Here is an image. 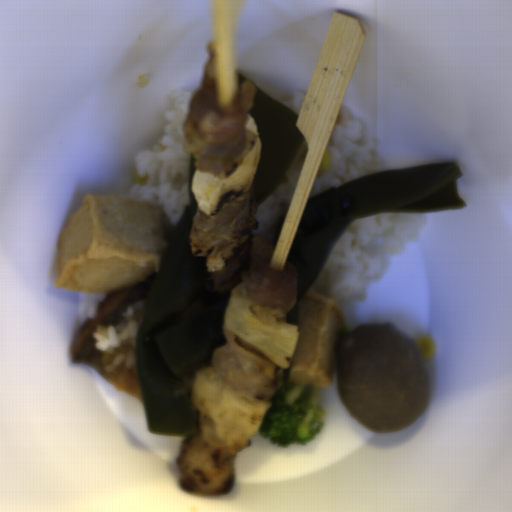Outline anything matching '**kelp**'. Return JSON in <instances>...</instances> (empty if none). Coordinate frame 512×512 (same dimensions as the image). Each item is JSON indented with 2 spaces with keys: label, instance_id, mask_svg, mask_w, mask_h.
I'll return each instance as SVG.
<instances>
[{
  "label": "kelp",
  "instance_id": "obj_1",
  "mask_svg": "<svg viewBox=\"0 0 512 512\" xmlns=\"http://www.w3.org/2000/svg\"><path fill=\"white\" fill-rule=\"evenodd\" d=\"M195 162L189 153V204L166 235L135 339L147 427L161 436L197 433L199 412L191 403L194 375L226 342L223 323L231 293L206 289L207 255L194 256L190 249L198 207L192 192Z\"/></svg>",
  "mask_w": 512,
  "mask_h": 512
},
{
  "label": "kelp",
  "instance_id": "obj_2",
  "mask_svg": "<svg viewBox=\"0 0 512 512\" xmlns=\"http://www.w3.org/2000/svg\"><path fill=\"white\" fill-rule=\"evenodd\" d=\"M456 161L382 169L308 198L286 258L296 269V305L286 323L297 325L299 304L322 273L354 219L385 213H437L468 207L459 196Z\"/></svg>",
  "mask_w": 512,
  "mask_h": 512
},
{
  "label": "kelp",
  "instance_id": "obj_3",
  "mask_svg": "<svg viewBox=\"0 0 512 512\" xmlns=\"http://www.w3.org/2000/svg\"><path fill=\"white\" fill-rule=\"evenodd\" d=\"M249 111L261 141L260 162L253 182L257 206L274 194L302 147L305 137L296 126L298 114L254 85Z\"/></svg>",
  "mask_w": 512,
  "mask_h": 512
}]
</instances>
